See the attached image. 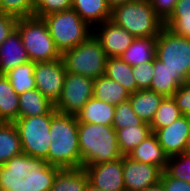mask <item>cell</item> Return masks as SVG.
I'll use <instances>...</instances> for the list:
<instances>
[{"instance_id": "cell-31", "label": "cell", "mask_w": 190, "mask_h": 191, "mask_svg": "<svg viewBox=\"0 0 190 191\" xmlns=\"http://www.w3.org/2000/svg\"><path fill=\"white\" fill-rule=\"evenodd\" d=\"M152 133L150 126H127L116 130L120 152L123 156L128 155L131 150L136 148Z\"/></svg>"}, {"instance_id": "cell-9", "label": "cell", "mask_w": 190, "mask_h": 191, "mask_svg": "<svg viewBox=\"0 0 190 191\" xmlns=\"http://www.w3.org/2000/svg\"><path fill=\"white\" fill-rule=\"evenodd\" d=\"M155 57L190 81V38L176 35L164 26L156 37Z\"/></svg>"}, {"instance_id": "cell-23", "label": "cell", "mask_w": 190, "mask_h": 191, "mask_svg": "<svg viewBox=\"0 0 190 191\" xmlns=\"http://www.w3.org/2000/svg\"><path fill=\"white\" fill-rule=\"evenodd\" d=\"M93 97L116 106L128 100L130 94L121 84L103 75L94 79Z\"/></svg>"}, {"instance_id": "cell-13", "label": "cell", "mask_w": 190, "mask_h": 191, "mask_svg": "<svg viewBox=\"0 0 190 191\" xmlns=\"http://www.w3.org/2000/svg\"><path fill=\"white\" fill-rule=\"evenodd\" d=\"M162 170L155 166L123 156L125 191H143L160 181Z\"/></svg>"}, {"instance_id": "cell-7", "label": "cell", "mask_w": 190, "mask_h": 191, "mask_svg": "<svg viewBox=\"0 0 190 191\" xmlns=\"http://www.w3.org/2000/svg\"><path fill=\"white\" fill-rule=\"evenodd\" d=\"M107 58L100 40L94 33L73 49L62 54L67 72L93 80L105 74Z\"/></svg>"}, {"instance_id": "cell-33", "label": "cell", "mask_w": 190, "mask_h": 191, "mask_svg": "<svg viewBox=\"0 0 190 191\" xmlns=\"http://www.w3.org/2000/svg\"><path fill=\"white\" fill-rule=\"evenodd\" d=\"M112 126L115 130H118L127 126H150V124L145 123L135 114L128 99L115 106V115Z\"/></svg>"}, {"instance_id": "cell-12", "label": "cell", "mask_w": 190, "mask_h": 191, "mask_svg": "<svg viewBox=\"0 0 190 191\" xmlns=\"http://www.w3.org/2000/svg\"><path fill=\"white\" fill-rule=\"evenodd\" d=\"M89 183L102 191H125L123 157L114 161L84 167Z\"/></svg>"}, {"instance_id": "cell-39", "label": "cell", "mask_w": 190, "mask_h": 191, "mask_svg": "<svg viewBox=\"0 0 190 191\" xmlns=\"http://www.w3.org/2000/svg\"><path fill=\"white\" fill-rule=\"evenodd\" d=\"M163 23L172 15L178 0H148Z\"/></svg>"}, {"instance_id": "cell-17", "label": "cell", "mask_w": 190, "mask_h": 191, "mask_svg": "<svg viewBox=\"0 0 190 191\" xmlns=\"http://www.w3.org/2000/svg\"><path fill=\"white\" fill-rule=\"evenodd\" d=\"M127 156L138 162L155 165L162 171L165 170L169 160L168 155L158 143L154 133L150 134L136 148L131 150Z\"/></svg>"}, {"instance_id": "cell-25", "label": "cell", "mask_w": 190, "mask_h": 191, "mask_svg": "<svg viewBox=\"0 0 190 191\" xmlns=\"http://www.w3.org/2000/svg\"><path fill=\"white\" fill-rule=\"evenodd\" d=\"M88 183L89 178L84 167L60 169L51 191H85Z\"/></svg>"}, {"instance_id": "cell-37", "label": "cell", "mask_w": 190, "mask_h": 191, "mask_svg": "<svg viewBox=\"0 0 190 191\" xmlns=\"http://www.w3.org/2000/svg\"><path fill=\"white\" fill-rule=\"evenodd\" d=\"M154 61L132 67L133 77L139 90L150 89L153 78Z\"/></svg>"}, {"instance_id": "cell-41", "label": "cell", "mask_w": 190, "mask_h": 191, "mask_svg": "<svg viewBox=\"0 0 190 191\" xmlns=\"http://www.w3.org/2000/svg\"><path fill=\"white\" fill-rule=\"evenodd\" d=\"M18 18L0 13V45L7 39V37L16 29Z\"/></svg>"}, {"instance_id": "cell-8", "label": "cell", "mask_w": 190, "mask_h": 191, "mask_svg": "<svg viewBox=\"0 0 190 191\" xmlns=\"http://www.w3.org/2000/svg\"><path fill=\"white\" fill-rule=\"evenodd\" d=\"M14 124L20 136L22 153L48 163L51 112L45 115L19 117Z\"/></svg>"}, {"instance_id": "cell-4", "label": "cell", "mask_w": 190, "mask_h": 191, "mask_svg": "<svg viewBox=\"0 0 190 191\" xmlns=\"http://www.w3.org/2000/svg\"><path fill=\"white\" fill-rule=\"evenodd\" d=\"M110 20L135 38L157 37L164 27L148 0H133L113 7Z\"/></svg>"}, {"instance_id": "cell-38", "label": "cell", "mask_w": 190, "mask_h": 191, "mask_svg": "<svg viewBox=\"0 0 190 191\" xmlns=\"http://www.w3.org/2000/svg\"><path fill=\"white\" fill-rule=\"evenodd\" d=\"M172 97L182 115L190 116V81L181 85Z\"/></svg>"}, {"instance_id": "cell-28", "label": "cell", "mask_w": 190, "mask_h": 191, "mask_svg": "<svg viewBox=\"0 0 190 191\" xmlns=\"http://www.w3.org/2000/svg\"><path fill=\"white\" fill-rule=\"evenodd\" d=\"M21 153L20 136L16 125L0 122V166Z\"/></svg>"}, {"instance_id": "cell-36", "label": "cell", "mask_w": 190, "mask_h": 191, "mask_svg": "<svg viewBox=\"0 0 190 191\" xmlns=\"http://www.w3.org/2000/svg\"><path fill=\"white\" fill-rule=\"evenodd\" d=\"M0 13L16 18L32 17L31 0H0Z\"/></svg>"}, {"instance_id": "cell-45", "label": "cell", "mask_w": 190, "mask_h": 191, "mask_svg": "<svg viewBox=\"0 0 190 191\" xmlns=\"http://www.w3.org/2000/svg\"><path fill=\"white\" fill-rule=\"evenodd\" d=\"M85 191H102V190H99L98 188H96L93 185H91L90 183H88L85 188Z\"/></svg>"}, {"instance_id": "cell-18", "label": "cell", "mask_w": 190, "mask_h": 191, "mask_svg": "<svg viewBox=\"0 0 190 191\" xmlns=\"http://www.w3.org/2000/svg\"><path fill=\"white\" fill-rule=\"evenodd\" d=\"M184 83L186 81L179 73L170 70L162 61L154 58L153 78L149 90L164 97H172Z\"/></svg>"}, {"instance_id": "cell-15", "label": "cell", "mask_w": 190, "mask_h": 191, "mask_svg": "<svg viewBox=\"0 0 190 191\" xmlns=\"http://www.w3.org/2000/svg\"><path fill=\"white\" fill-rule=\"evenodd\" d=\"M189 132L190 116L182 115L169 126L155 130L153 133L168 157H172L184 153Z\"/></svg>"}, {"instance_id": "cell-21", "label": "cell", "mask_w": 190, "mask_h": 191, "mask_svg": "<svg viewBox=\"0 0 190 191\" xmlns=\"http://www.w3.org/2000/svg\"><path fill=\"white\" fill-rule=\"evenodd\" d=\"M164 96L149 89L138 90L130 94L129 101L135 114L150 124Z\"/></svg>"}, {"instance_id": "cell-19", "label": "cell", "mask_w": 190, "mask_h": 191, "mask_svg": "<svg viewBox=\"0 0 190 191\" xmlns=\"http://www.w3.org/2000/svg\"><path fill=\"white\" fill-rule=\"evenodd\" d=\"M115 106L92 97L76 114L78 123H93L112 126Z\"/></svg>"}, {"instance_id": "cell-35", "label": "cell", "mask_w": 190, "mask_h": 191, "mask_svg": "<svg viewBox=\"0 0 190 191\" xmlns=\"http://www.w3.org/2000/svg\"><path fill=\"white\" fill-rule=\"evenodd\" d=\"M32 16L42 18L53 12L72 8V0H31Z\"/></svg>"}, {"instance_id": "cell-43", "label": "cell", "mask_w": 190, "mask_h": 191, "mask_svg": "<svg viewBox=\"0 0 190 191\" xmlns=\"http://www.w3.org/2000/svg\"><path fill=\"white\" fill-rule=\"evenodd\" d=\"M133 0H106L108 6L112 9L113 7L120 5V4H125L127 2H130Z\"/></svg>"}, {"instance_id": "cell-34", "label": "cell", "mask_w": 190, "mask_h": 191, "mask_svg": "<svg viewBox=\"0 0 190 191\" xmlns=\"http://www.w3.org/2000/svg\"><path fill=\"white\" fill-rule=\"evenodd\" d=\"M164 171L173 178L190 183V155L182 153L169 157Z\"/></svg>"}, {"instance_id": "cell-20", "label": "cell", "mask_w": 190, "mask_h": 191, "mask_svg": "<svg viewBox=\"0 0 190 191\" xmlns=\"http://www.w3.org/2000/svg\"><path fill=\"white\" fill-rule=\"evenodd\" d=\"M72 8L92 29L111 17L106 0H72Z\"/></svg>"}, {"instance_id": "cell-26", "label": "cell", "mask_w": 190, "mask_h": 191, "mask_svg": "<svg viewBox=\"0 0 190 191\" xmlns=\"http://www.w3.org/2000/svg\"><path fill=\"white\" fill-rule=\"evenodd\" d=\"M19 118V95L4 74H0V122L14 123Z\"/></svg>"}, {"instance_id": "cell-16", "label": "cell", "mask_w": 190, "mask_h": 191, "mask_svg": "<svg viewBox=\"0 0 190 191\" xmlns=\"http://www.w3.org/2000/svg\"><path fill=\"white\" fill-rule=\"evenodd\" d=\"M29 60L21 36L15 29L0 45V74H6L11 69Z\"/></svg>"}, {"instance_id": "cell-44", "label": "cell", "mask_w": 190, "mask_h": 191, "mask_svg": "<svg viewBox=\"0 0 190 191\" xmlns=\"http://www.w3.org/2000/svg\"><path fill=\"white\" fill-rule=\"evenodd\" d=\"M185 154H190V132L187 136L186 143H185V149H184Z\"/></svg>"}, {"instance_id": "cell-27", "label": "cell", "mask_w": 190, "mask_h": 191, "mask_svg": "<svg viewBox=\"0 0 190 191\" xmlns=\"http://www.w3.org/2000/svg\"><path fill=\"white\" fill-rule=\"evenodd\" d=\"M104 75L121 84L129 94L139 90L133 77L132 66L120 57L107 58Z\"/></svg>"}, {"instance_id": "cell-3", "label": "cell", "mask_w": 190, "mask_h": 191, "mask_svg": "<svg viewBox=\"0 0 190 191\" xmlns=\"http://www.w3.org/2000/svg\"><path fill=\"white\" fill-rule=\"evenodd\" d=\"M81 167L117 160L123 157L113 126L78 123Z\"/></svg>"}, {"instance_id": "cell-14", "label": "cell", "mask_w": 190, "mask_h": 191, "mask_svg": "<svg viewBox=\"0 0 190 191\" xmlns=\"http://www.w3.org/2000/svg\"><path fill=\"white\" fill-rule=\"evenodd\" d=\"M93 33L100 40L108 57H120L135 39L126 29L111 20L95 26Z\"/></svg>"}, {"instance_id": "cell-30", "label": "cell", "mask_w": 190, "mask_h": 191, "mask_svg": "<svg viewBox=\"0 0 190 191\" xmlns=\"http://www.w3.org/2000/svg\"><path fill=\"white\" fill-rule=\"evenodd\" d=\"M164 26L176 35L190 38V0H178Z\"/></svg>"}, {"instance_id": "cell-29", "label": "cell", "mask_w": 190, "mask_h": 191, "mask_svg": "<svg viewBox=\"0 0 190 191\" xmlns=\"http://www.w3.org/2000/svg\"><path fill=\"white\" fill-rule=\"evenodd\" d=\"M35 62L29 60L4 74L14 91L20 95L28 90L36 89L34 77Z\"/></svg>"}, {"instance_id": "cell-2", "label": "cell", "mask_w": 190, "mask_h": 191, "mask_svg": "<svg viewBox=\"0 0 190 191\" xmlns=\"http://www.w3.org/2000/svg\"><path fill=\"white\" fill-rule=\"evenodd\" d=\"M49 132L48 164L60 169L81 167L76 116L58 113L54 108Z\"/></svg>"}, {"instance_id": "cell-22", "label": "cell", "mask_w": 190, "mask_h": 191, "mask_svg": "<svg viewBox=\"0 0 190 191\" xmlns=\"http://www.w3.org/2000/svg\"><path fill=\"white\" fill-rule=\"evenodd\" d=\"M156 54V37L135 38L131 45L120 55L130 66L154 61Z\"/></svg>"}, {"instance_id": "cell-24", "label": "cell", "mask_w": 190, "mask_h": 191, "mask_svg": "<svg viewBox=\"0 0 190 191\" xmlns=\"http://www.w3.org/2000/svg\"><path fill=\"white\" fill-rule=\"evenodd\" d=\"M54 108V104L38 89H31L19 95V117L45 115Z\"/></svg>"}, {"instance_id": "cell-6", "label": "cell", "mask_w": 190, "mask_h": 191, "mask_svg": "<svg viewBox=\"0 0 190 191\" xmlns=\"http://www.w3.org/2000/svg\"><path fill=\"white\" fill-rule=\"evenodd\" d=\"M24 48L33 62L53 61L62 58L43 18H18L16 23Z\"/></svg>"}, {"instance_id": "cell-10", "label": "cell", "mask_w": 190, "mask_h": 191, "mask_svg": "<svg viewBox=\"0 0 190 191\" xmlns=\"http://www.w3.org/2000/svg\"><path fill=\"white\" fill-rule=\"evenodd\" d=\"M94 80L66 72L63 90L54 107L58 113L75 115L93 97Z\"/></svg>"}, {"instance_id": "cell-40", "label": "cell", "mask_w": 190, "mask_h": 191, "mask_svg": "<svg viewBox=\"0 0 190 191\" xmlns=\"http://www.w3.org/2000/svg\"><path fill=\"white\" fill-rule=\"evenodd\" d=\"M165 191H190V183L181 179L169 176L165 171L162 172L161 179Z\"/></svg>"}, {"instance_id": "cell-1", "label": "cell", "mask_w": 190, "mask_h": 191, "mask_svg": "<svg viewBox=\"0 0 190 191\" xmlns=\"http://www.w3.org/2000/svg\"><path fill=\"white\" fill-rule=\"evenodd\" d=\"M59 167L25 153L0 166L1 191H51Z\"/></svg>"}, {"instance_id": "cell-11", "label": "cell", "mask_w": 190, "mask_h": 191, "mask_svg": "<svg viewBox=\"0 0 190 191\" xmlns=\"http://www.w3.org/2000/svg\"><path fill=\"white\" fill-rule=\"evenodd\" d=\"M66 67L62 58L53 61L35 62L36 89L55 104L63 90Z\"/></svg>"}, {"instance_id": "cell-32", "label": "cell", "mask_w": 190, "mask_h": 191, "mask_svg": "<svg viewBox=\"0 0 190 191\" xmlns=\"http://www.w3.org/2000/svg\"><path fill=\"white\" fill-rule=\"evenodd\" d=\"M181 116L182 113L173 97H164L150 123V128L154 132L160 128L167 127Z\"/></svg>"}, {"instance_id": "cell-42", "label": "cell", "mask_w": 190, "mask_h": 191, "mask_svg": "<svg viewBox=\"0 0 190 191\" xmlns=\"http://www.w3.org/2000/svg\"><path fill=\"white\" fill-rule=\"evenodd\" d=\"M143 191H165L164 186L161 181L156 184H153L150 187L145 188Z\"/></svg>"}, {"instance_id": "cell-5", "label": "cell", "mask_w": 190, "mask_h": 191, "mask_svg": "<svg viewBox=\"0 0 190 191\" xmlns=\"http://www.w3.org/2000/svg\"><path fill=\"white\" fill-rule=\"evenodd\" d=\"M56 48L63 54L85 41L93 32L73 8L42 17Z\"/></svg>"}]
</instances>
